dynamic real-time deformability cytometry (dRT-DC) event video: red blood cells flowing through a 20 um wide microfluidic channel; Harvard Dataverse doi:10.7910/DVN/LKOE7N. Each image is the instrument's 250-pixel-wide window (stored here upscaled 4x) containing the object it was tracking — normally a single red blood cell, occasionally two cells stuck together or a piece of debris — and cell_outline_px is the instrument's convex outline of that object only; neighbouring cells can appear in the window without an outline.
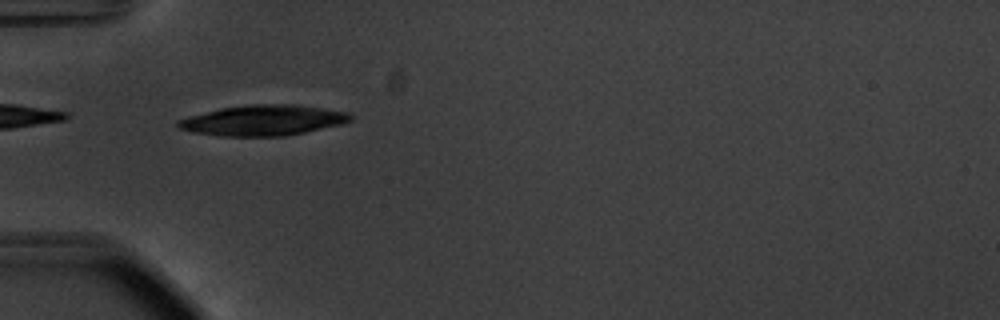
{"species": "common noctule bat (a hibernating species)", "species_latin": "Nyctalus noctula", "temperature_condition": "warm", "stored_images_in_passage": 38, "camera_frame_rate_fps": 3000, "um_per_image_px": 0.085, "animal": {"sex": "male", "body_mass_g": 20.1, "forearm_length_mm": 53.5}, "frame": {"image": 1, "passage_image": 1, "time_ms": 0.0, "image_size_px": [1000, 320], "cell_outline_px": [[352, 120], [340, 124], [304, 132], [284, 136], [220, 136], [192, 132], [176, 128], [176, 120], [220, 108], [252, 104], [292, 104], [348, 112], [352, 116]], "centroid_in_image_um": [22.31, 10.23], "position_along_channel_um": 62.7, "area_um2": 30.46}}
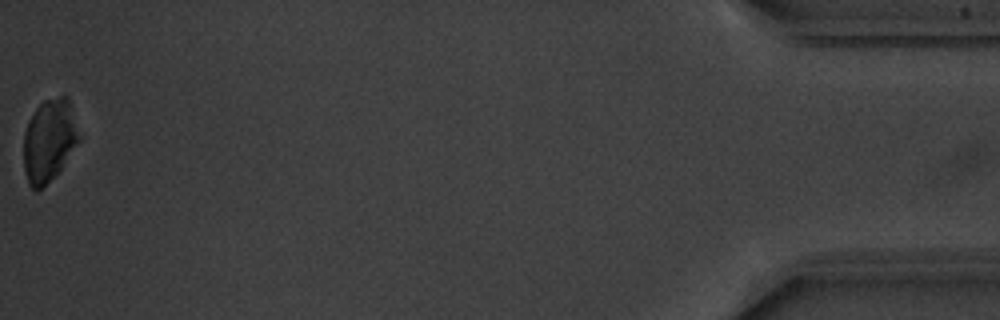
{"frame": {"image": 2, "passage_image": 38, "time_ms": 12.333, "image_size_px": [1000, 320], "cell_outline_px": [[80, 140], [60, 168], [36, 192], [28, 184], [24, 168], [24, 132], [36, 108], [44, 100], [60, 96], [68, 96], [80, 136]], "centroid_in_image_um": [4.17, 11.91], "position_along_channel_um": 431.0, "area_um2": 26.07}}